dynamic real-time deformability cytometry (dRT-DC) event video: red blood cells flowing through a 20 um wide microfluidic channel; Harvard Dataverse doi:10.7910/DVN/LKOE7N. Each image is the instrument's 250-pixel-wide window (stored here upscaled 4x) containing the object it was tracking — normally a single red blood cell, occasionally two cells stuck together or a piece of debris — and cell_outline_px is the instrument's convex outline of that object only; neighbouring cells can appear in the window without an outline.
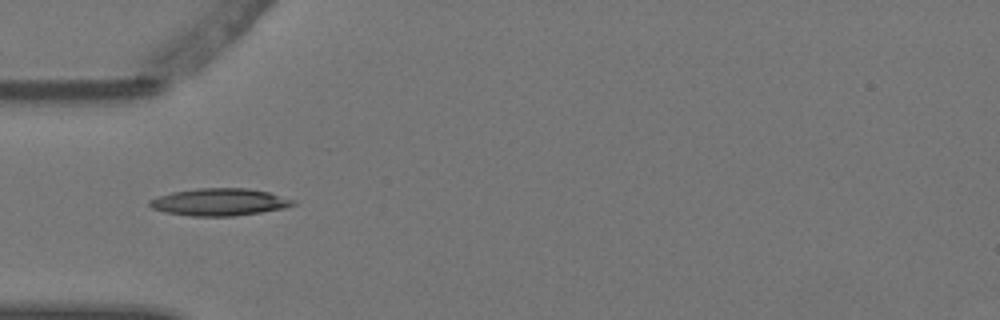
{"species": "Egyptian fruit bat (a non-hibernating species)", "species_latin": "Rousettus aegyptiacus", "temperature_condition": "warm", "stored_images_in_passage": 7, "camera_frame_rate_fps": 3000, "um_per_image_px": 0.085, "animal": {"sex": "female"}, "frame": {"image": 1, "passage_image": 4, "time_ms": 1.0, "image_size_px": [1000, 320], "cell_outline_px": [[296, 204], [284, 208], [260, 212], [232, 216], [192, 216], [164, 212], [152, 208], [148, 204], [148, 200], [172, 192], [200, 188], [248, 188], [268, 192], [296, 200]], "centroid_in_image_um": [18.66, 17.17], "position_along_channel_um": 66.3, "area_um2": 22.72}}
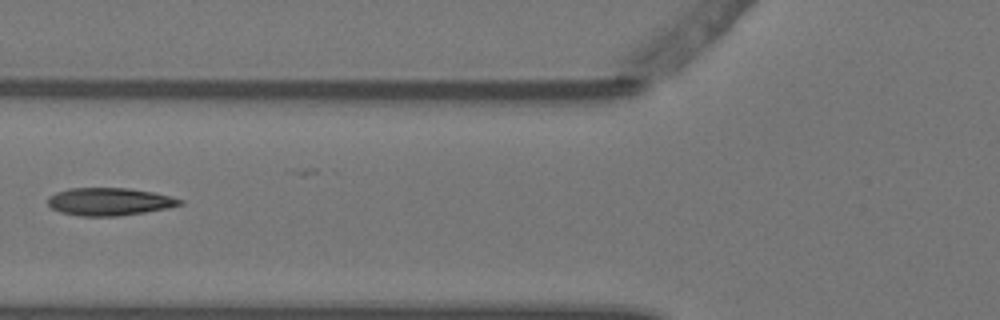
{"frame": {"image": 2, "passage_image": 5, "time_ms": 1.333, "image_size_px": [1000, 320], "cell_outline_px": [[184, 204], [168, 208], [144, 212], [116, 216], [80, 216], [60, 212], [52, 208], [48, 204], [48, 196], [56, 192], [68, 188], [128, 188], [152, 192], [184, 200]], "centroid_in_image_um": [9.28, 17.14], "position_along_channel_um": 116.5, "area_um2": 21.27}}
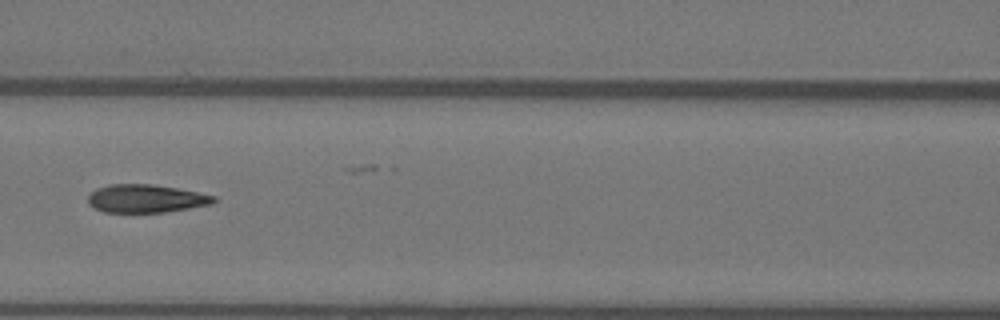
{"frame": {"image": 3, "passage_image": 6, "time_ms": 1.667, "image_size_px": [1000, 320], "cell_outline_px": [[216, 200], [212, 204], [164, 212], [104, 212], [88, 204], [88, 196], [96, 188], [112, 184], [148, 184], [176, 188], [216, 196]], "centroid_in_image_um": [12.39, 16.88], "position_along_channel_um": 154.2, "area_um2": 20.35}}